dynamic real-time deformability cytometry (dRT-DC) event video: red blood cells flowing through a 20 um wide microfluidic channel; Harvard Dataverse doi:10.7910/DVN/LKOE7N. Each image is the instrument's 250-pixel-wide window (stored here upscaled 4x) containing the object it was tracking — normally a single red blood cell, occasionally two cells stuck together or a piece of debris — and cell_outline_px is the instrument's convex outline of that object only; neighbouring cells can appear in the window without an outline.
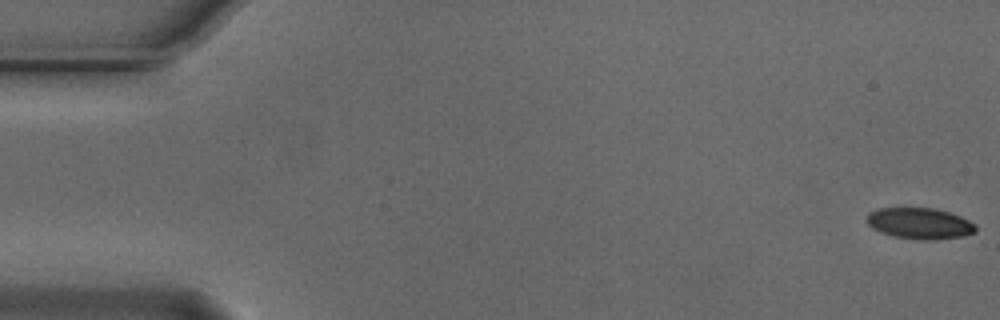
{"species": "Egyptian fruit bat (a non-hibernating species)", "species_latin": "Rousettus aegyptiacus", "temperature_condition": "cold", "stored_images_in_passage": 55, "camera_frame_rate_fps": 3000, "um_per_image_px": 0.085, "animal": {"sex": "male"}, "frame": {"image": 1, "passage_image": 1, "time_ms": 0.0, "image_size_px": [1000, 320], "cell_outline_px": [[976, 232], [964, 236], [936, 240], [920, 240], [892, 236], [880, 232], [872, 228], [868, 224], [868, 212], [876, 208], [936, 208], [960, 216], [976, 224]], "centroid_in_image_um": [78.19, 18.99], "position_along_channel_um": 6.8, "area_um2": 19.94}}
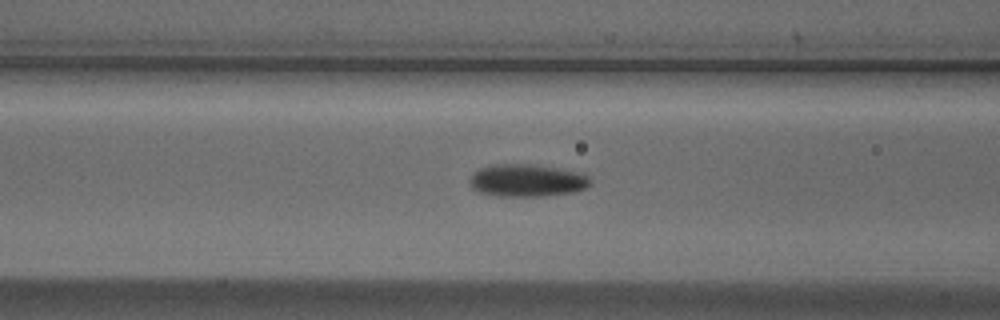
{"frame": {"image": 2, "passage_image": 22, "time_ms": 7.0, "image_size_px": [1000, 320], "cell_outline_px": [[592, 184], [576, 192], [544, 196], [496, 196], [480, 192], [472, 188], [468, 180], [472, 172], [480, 168], [492, 164], [536, 164], [560, 168], [580, 172], [588, 176]], "centroid_in_image_um": [44.79, 15.33], "position_along_channel_um": 121.8, "area_um2": 23.24}}
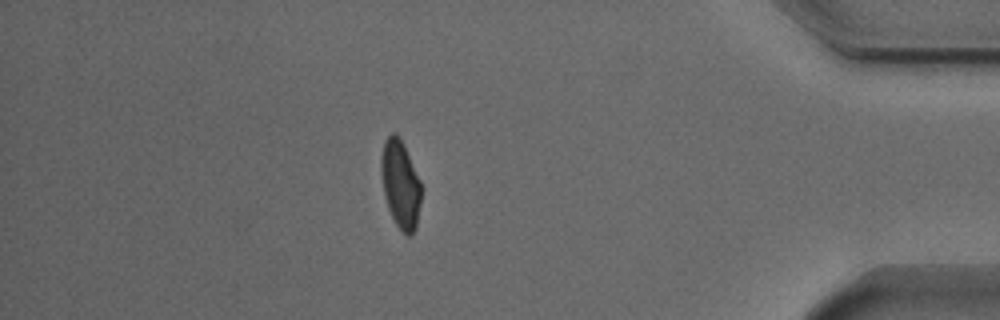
{"frame": {"image": 3, "passage_image": 48, "time_ms": 15.667, "image_size_px": [1000, 320], "cell_outline_px": [[420, 204], [416, 228], [412, 236], [408, 236], [396, 224], [388, 208], [384, 192], [380, 168], [380, 160], [384, 140], [392, 132], [396, 132], [400, 136], [404, 144], [420, 180]], "centroid_in_image_um": [34.03, 15.61], "position_along_channel_um": 401.2, "area_um2": 20.52}, "authors_computed_cell_mechanics": {"area_um2": 20.9236, "velocity_mm_per_s": 3.725, "shape_relaxation_time_tau1_ms": 3.0396, "shape_relaxation_time_tau2_ms": 3.3942, "deformation_change_tau1": 0.1251, "deformation_change_tau2": 0.073}}